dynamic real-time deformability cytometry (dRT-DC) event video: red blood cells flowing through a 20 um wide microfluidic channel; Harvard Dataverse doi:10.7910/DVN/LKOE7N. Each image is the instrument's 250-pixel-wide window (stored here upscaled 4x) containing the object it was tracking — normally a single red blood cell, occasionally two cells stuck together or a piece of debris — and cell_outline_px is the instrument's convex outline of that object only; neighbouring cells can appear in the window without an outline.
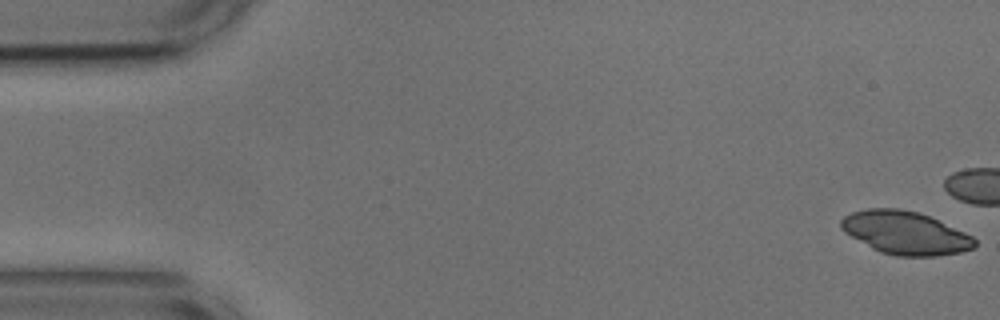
{"species": "common noctule bat (a hibernating species)", "species_latin": "Nyctalus noctula", "temperature_condition": "cold", "stored_images_in_passage": 43, "camera_frame_rate_fps": 3000, "um_per_image_px": 0.085, "animal": {"sex": "male", "body_mass_g": 17.9, "forearm_length_mm": 54.2}, "frame": {"image": 1, "passage_image": 1, "time_ms": 0.0, "image_size_px": [1000, 320], "cell_outline_px": [[976, 244], [972, 248], [960, 252], [936, 256], [896, 256], [880, 252], [872, 248], [844, 232], [840, 228], [840, 220], [844, 216], [852, 212], [868, 208], [900, 208], [920, 212], [964, 232], [972, 236], [976, 240]], "centroid_in_image_um": [76.92, 19.78], "position_along_channel_um": 8.1, "area_um2": 33.47}}